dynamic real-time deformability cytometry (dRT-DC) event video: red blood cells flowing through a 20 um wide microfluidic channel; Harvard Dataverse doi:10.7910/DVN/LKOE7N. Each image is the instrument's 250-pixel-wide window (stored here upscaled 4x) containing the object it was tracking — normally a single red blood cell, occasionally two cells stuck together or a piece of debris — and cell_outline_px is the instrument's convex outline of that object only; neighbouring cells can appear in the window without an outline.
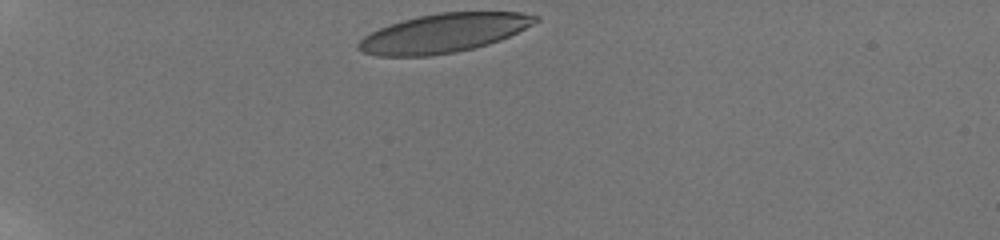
{"species": "human", "species_latin": "Homo sapiens", "temperature_condition": "room temperature", "stored_images_in_passage": 35, "camera_frame_rate_fps": 3000, "um_per_image_px": 0.085, "donor": {"sex": "male"}, "frame": {"image": 1, "passage_image": 1, "time_ms": 0.0, "image_size_px": [1000, 240], "cell_outline_px": [[540, 20], [500, 40], [488, 44], [456, 52], [428, 56], [376, 56], [364, 52], [356, 48], [356, 44], [364, 36], [388, 24], [416, 16], [440, 12], [520, 12], [540, 16]], "centroid_in_image_um": [37.68, 2.81], "position_along_channel_um": 47.3, "area_um2": 40.0}}
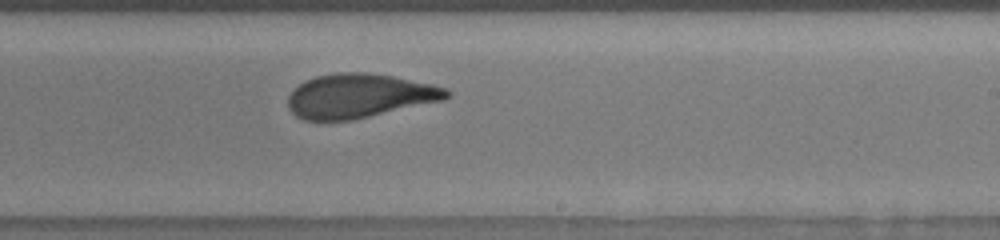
{"frame": {"image": 2, "passage_image": 22, "time_ms": 7.0, "image_size_px": [1000, 240], "cell_outline_px": [[452, 92], [444, 100], [352, 120], [304, 120], [296, 116], [288, 108], [288, 96], [304, 80], [316, 76], [336, 72], [368, 72], [392, 76], [432, 84], [444, 88]], "centroid_in_image_um": [30.53, 8.14], "position_along_channel_um": 258.5, "area_um2": 40.69}}
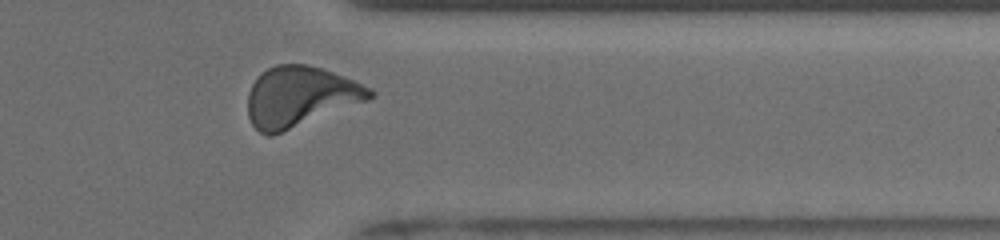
{"frame": {"image": 3, "passage_image": 32, "time_ms": 10.333, "image_size_px": [1000, 240], "cell_outline_px": [[376, 92], [368, 100], [272, 136], [268, 136], [260, 132], [252, 124], [248, 116], [248, 92], [252, 84], [268, 68], [276, 64], [304, 64], [320, 68], [344, 76], [372, 88]], "centroid_in_image_um": [25.51, 8.22], "position_along_channel_um": 385.9, "area_um2": 42.54}, "authors_computed_cell_mechanics": {"area_um2": 41.5004, "velocity_mm_per_s": 3.844, "shape_relaxation_time_tau1_ms": 4.738, "shape_relaxation_time_tau2_ms": 1.251, "deformation_change_tau1": 0.1861, "deformation_change_tau2": 0.0928}}